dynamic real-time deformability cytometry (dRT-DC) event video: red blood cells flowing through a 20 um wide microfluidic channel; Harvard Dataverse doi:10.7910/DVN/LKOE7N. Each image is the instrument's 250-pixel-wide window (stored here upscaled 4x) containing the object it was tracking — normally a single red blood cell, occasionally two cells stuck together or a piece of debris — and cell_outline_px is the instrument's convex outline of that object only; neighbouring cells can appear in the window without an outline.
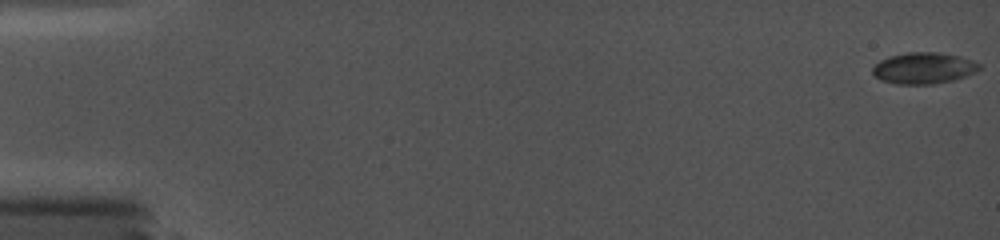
{"species": "common noctule bat (a hibernating species)", "species_latin": "Nyctalus noctula", "temperature_condition": "cold", "stored_images_in_passage": 39, "camera_frame_rate_fps": 5000, "um_per_image_px": 0.085, "animal": {"sex": "female", "body_mass_g": 19.0, "forearm_length_mm": 56.7}, "frame": {"image": 1, "passage_image": 1, "time_ms": 0.0, "image_size_px": [1000, 240], "cell_outline_px": [[980, 68], [976, 72], [952, 80], [932, 84], [896, 84], [880, 80], [872, 72], [872, 68], [880, 60], [888, 56], [908, 52], [936, 52], [960, 56], [972, 60], [980, 64]], "centroid_in_image_um": [78.49, 5.78], "position_along_channel_um": 6.5, "area_um2": 19.42}}
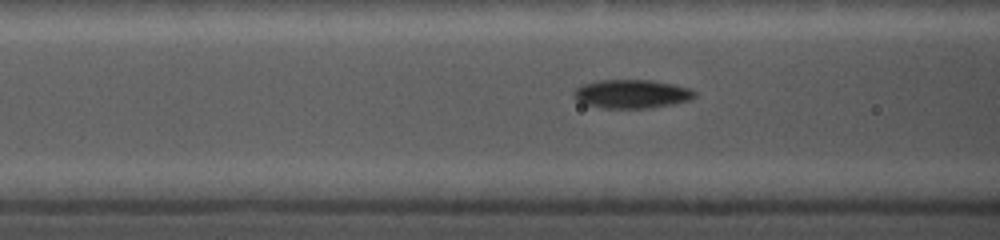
{"frame": {"image": 2, "passage_image": 34, "time_ms": 7.2, "image_size_px": [1000, 240], "cell_outline_px": [[696, 96], [688, 100], [672, 104], [648, 108], [600, 108], [588, 104], [572, 96], [572, 92], [576, 88], [584, 84], [600, 80], [652, 80], [672, 84], [688, 88], [696, 92]], "centroid_in_image_um": [53.69, 7.98], "position_along_channel_um": 112.9, "area_um2": 19.94}}
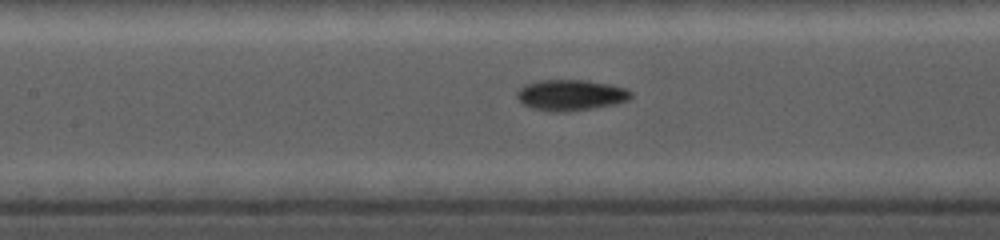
{"frame": {"image": 3, "passage_image": 39, "time_ms": 8.4, "image_size_px": [1000, 240], "cell_outline_px": [[632, 96], [628, 100], [616, 104], [568, 112], [548, 112], [532, 108], [524, 104], [516, 96], [516, 92], [524, 84], [540, 80], [588, 80], [628, 88], [632, 92]], "centroid_in_image_um": [48.52, 8.08], "position_along_channel_um": 158.9, "area_um2": 20.75}}